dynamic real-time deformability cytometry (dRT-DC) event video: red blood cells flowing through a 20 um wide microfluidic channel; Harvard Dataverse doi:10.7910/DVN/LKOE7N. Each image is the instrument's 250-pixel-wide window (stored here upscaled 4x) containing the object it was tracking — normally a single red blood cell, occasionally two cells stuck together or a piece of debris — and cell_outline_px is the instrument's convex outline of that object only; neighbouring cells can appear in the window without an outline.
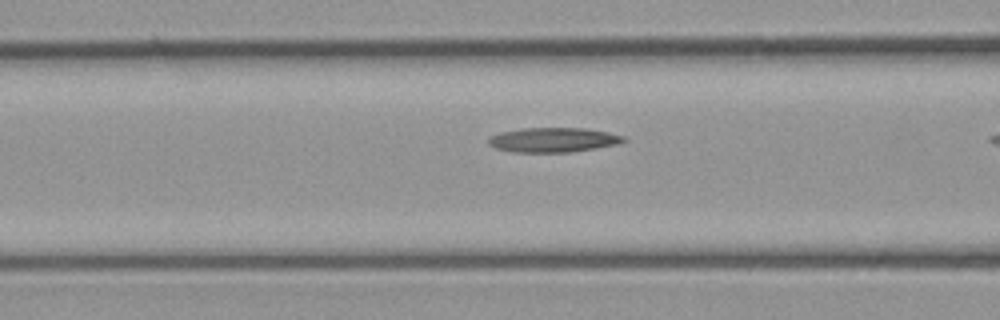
{"species": "common noctule bat (a hibernating species)", "species_latin": "Nyctalus noctula", "temperature_condition": "cold", "stored_images_in_passage": 11, "camera_frame_rate_fps": 3000, "um_per_image_px": 0.085, "animal": {"sex": "male", "body_mass_g": 23.1, "forearm_length_mm": 52.7}, "frame": {"image": 1, "passage_image": 10, "time_ms": 3.0, "image_size_px": [1000, 320], "cell_outline_px": [[628, 140], [616, 144], [596, 148], [572, 152], [512, 152], [496, 148], [488, 144], [488, 136], [500, 132], [520, 128], [584, 128], [608, 132], [624, 136]], "centroid_in_image_um": [47.0, 11.89], "position_along_channel_um": 119.6, "area_um2": 19.48}}